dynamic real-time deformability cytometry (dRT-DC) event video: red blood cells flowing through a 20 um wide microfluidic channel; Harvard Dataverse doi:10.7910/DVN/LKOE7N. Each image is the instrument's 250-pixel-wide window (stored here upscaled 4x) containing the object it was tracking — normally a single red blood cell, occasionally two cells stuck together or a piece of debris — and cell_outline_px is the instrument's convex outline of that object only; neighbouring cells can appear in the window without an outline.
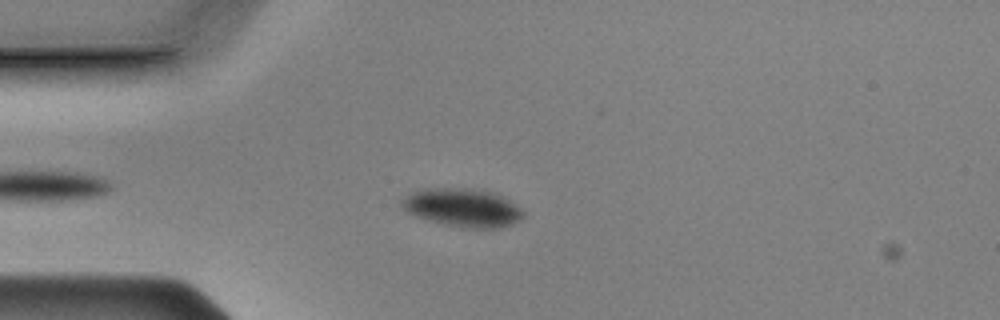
{"species": "Egyptian fruit bat (a non-hibernating species)", "species_latin": "Rousettus aegyptiacus", "temperature_condition": "cold", "stored_images_in_passage": 41, "camera_frame_rate_fps": 3000, "um_per_image_px": 0.085, "animal": {"sex": "male"}, "frame": {"image": 1, "passage_image": 4, "time_ms": 1.0, "image_size_px": [1000, 320], "cell_outline_px": [[524, 216], [520, 220], [512, 224], [500, 228], [460, 228], [428, 220], [416, 216], [408, 212], [400, 204], [400, 200], [412, 192], [424, 188], [484, 188], [496, 192], [504, 196], [520, 208], [524, 212]], "centroid_in_image_um": [39.36, 17.63], "position_along_channel_um": 45.6, "area_um2": 27.63}}
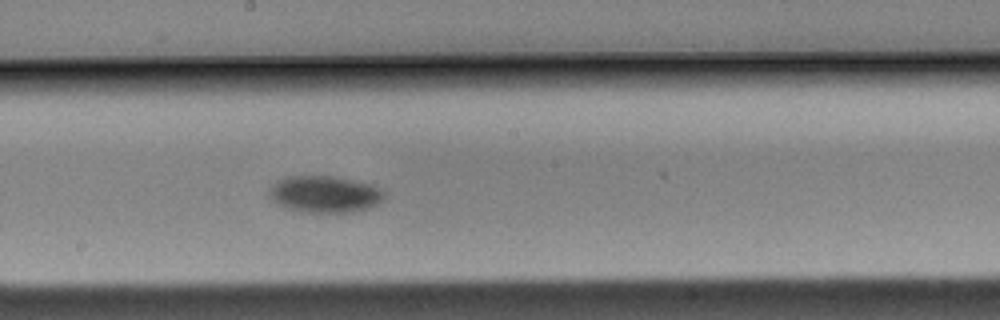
{"frame": {"image": 2, "passage_image": 20, "time_ms": 6.333, "image_size_px": [1000, 320], "cell_outline_px": [[384, 200], [368, 208], [352, 212], [300, 212], [276, 204], [268, 196], [268, 188], [276, 180], [284, 176], [332, 176], [352, 180], [368, 184], [380, 188], [384, 192]], "centroid_in_image_um": [27.53, 16.5], "position_along_channel_um": 220.7, "area_um2": 24.8}}
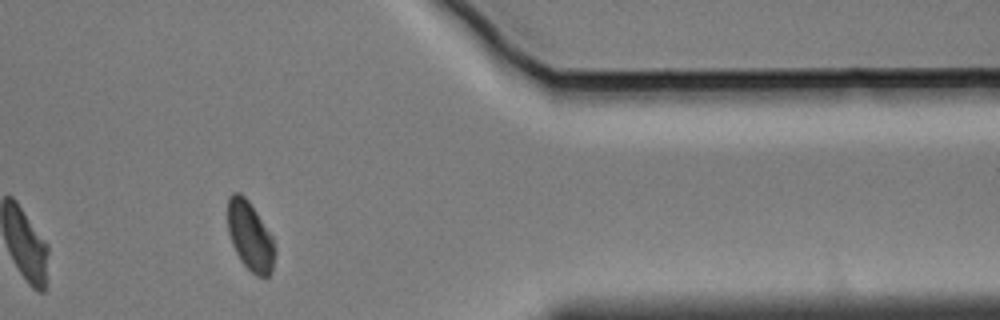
{"frame": {"image": 3, "passage_image": 36, "time_ms": 11.667, "image_size_px": [1000, 320], "cell_outline_px": [[276, 252], [272, 272], [268, 276], [256, 276], [240, 260], [232, 244], [228, 232], [228, 196], [232, 192], [240, 192], [248, 200], [272, 236], [276, 248]], "centroid_in_image_um": [21.27, 20.07], "position_along_channel_um": 390.1, "area_um2": 19.02}, "authors_computed_cell_mechanics": {"area_um2": 24.6806, "velocity_mm_per_s": 3.5814, "shape_relaxation_time_tau1_ms": 1.3515, "shape_relaxation_time_tau2_ms": null, "deformation_change_tau1": 0.0457, "deformation_change_tau2": null}}